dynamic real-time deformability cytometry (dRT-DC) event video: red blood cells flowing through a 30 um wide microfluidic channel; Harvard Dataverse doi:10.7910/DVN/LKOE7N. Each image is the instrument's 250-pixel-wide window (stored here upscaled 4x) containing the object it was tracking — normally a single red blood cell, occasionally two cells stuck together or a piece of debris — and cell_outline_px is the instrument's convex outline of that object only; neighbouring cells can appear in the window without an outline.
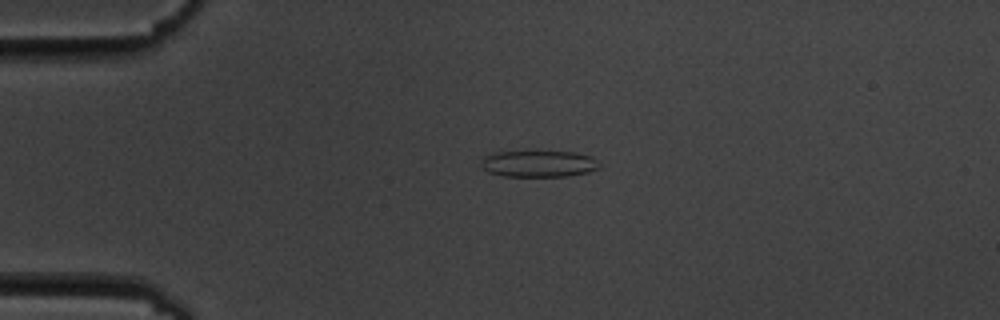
{"species": "common noctule bat (a hibernating species)", "species_latin": "Nyctalus noctula", "temperature_condition": "cold", "stored_images_in_passage": 5, "camera_frame_rate_fps": 3000, "um_per_image_px": 0.085, "animal": {"sex": "male", "body_mass_g": 19.5, "forearm_length_mm": 54.6}, "frame": {"image": 1, "passage_image": 4, "time_ms": 4.333, "image_size_px": [1000, 320], "cell_outline_px": [[600, 168], [588, 172], [568, 176], [504, 176], [488, 172], [480, 164], [480, 160], [492, 152], [536, 148], [576, 152], [592, 156], [600, 164]], "centroid_in_image_um": [45.78, 13.85], "position_along_channel_um": 39.2, "area_um2": 19.48}}